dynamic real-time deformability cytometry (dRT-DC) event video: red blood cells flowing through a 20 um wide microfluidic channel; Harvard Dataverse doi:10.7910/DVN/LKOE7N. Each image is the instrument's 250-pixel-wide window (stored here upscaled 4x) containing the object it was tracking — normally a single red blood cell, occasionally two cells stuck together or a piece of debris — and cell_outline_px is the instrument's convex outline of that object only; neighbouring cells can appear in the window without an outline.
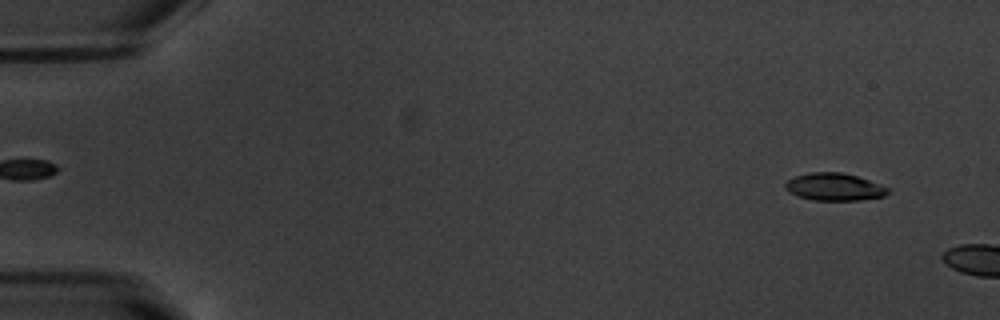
{"species": "common noctule bat (a hibernating species)", "species_latin": "Nyctalus noctula", "temperature_condition": "warm", "stored_images_in_passage": 8, "camera_frame_rate_fps": 3000, "um_per_image_px": 0.085, "animal": {"sex": "male", "body_mass_g": 20.1, "forearm_length_mm": 53.5}, "frame": {"image": 1, "passage_image": 4, "time_ms": 1.0, "image_size_px": [1000, 320], "cell_outline_px": [[892, 188], [884, 196], [860, 200], [812, 200], [796, 196], [784, 188], [784, 184], [788, 180], [796, 176], [808, 172], [840, 172], [856, 176]], "centroid_in_image_um": [70.91, 15.89], "position_along_channel_um": 14.1, "area_um2": 16.47}}